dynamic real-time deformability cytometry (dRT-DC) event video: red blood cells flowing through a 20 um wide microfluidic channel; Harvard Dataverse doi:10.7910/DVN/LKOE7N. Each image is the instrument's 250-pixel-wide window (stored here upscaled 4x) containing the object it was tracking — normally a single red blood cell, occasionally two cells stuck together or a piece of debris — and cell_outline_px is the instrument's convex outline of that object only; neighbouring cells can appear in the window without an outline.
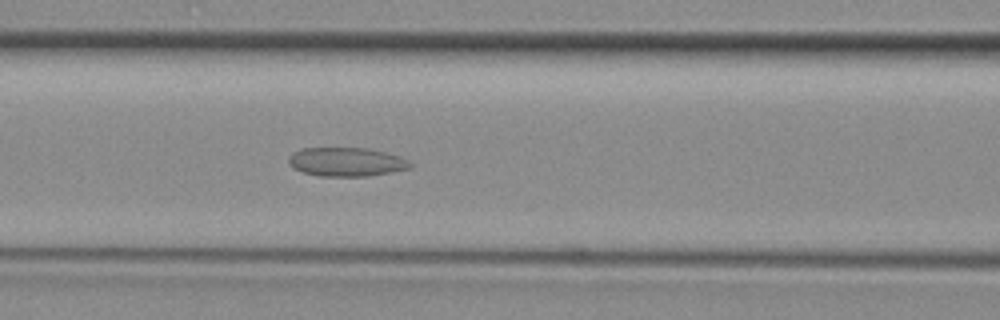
{"species": "common noctule bat (a hibernating species)", "species_latin": "Nyctalus noctula", "temperature_condition": "room temperature", "stored_images_in_passage": 42, "camera_frame_rate_fps": 3000, "um_per_image_px": 0.085, "animal": {"sex": "female", "body_mass_g": 29.2, "forearm_length_mm": 56.3}, "frame": {"image": 1, "passage_image": 14, "time_ms": 4.333, "image_size_px": [1000, 320], "cell_outline_px": [[412, 168], [368, 176], [320, 176], [304, 172], [292, 168], [288, 164], [288, 156], [292, 152], [300, 148], [368, 148], [400, 156], [408, 160], [412, 164]], "centroid_in_image_um": [29.41, 13.75], "position_along_channel_um": 137.2, "area_um2": 20.58}}
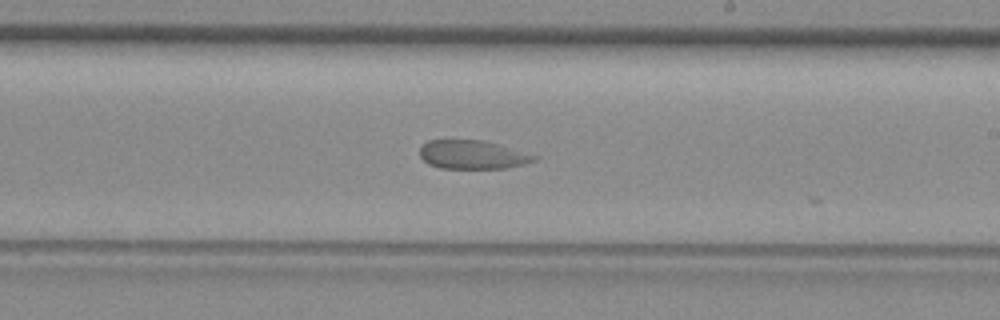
{"frame": {"image": 2, "passage_image": 22, "time_ms": 7.0, "image_size_px": [1000, 320], "cell_outline_px": [[540, 156], [536, 160], [524, 164], [504, 168], [440, 168], [428, 164], [420, 156], [420, 148], [428, 140], [484, 140], [500, 144]], "centroid_in_image_um": [40.19, 13.14], "position_along_channel_um": 248.8, "area_um2": 19.19}}
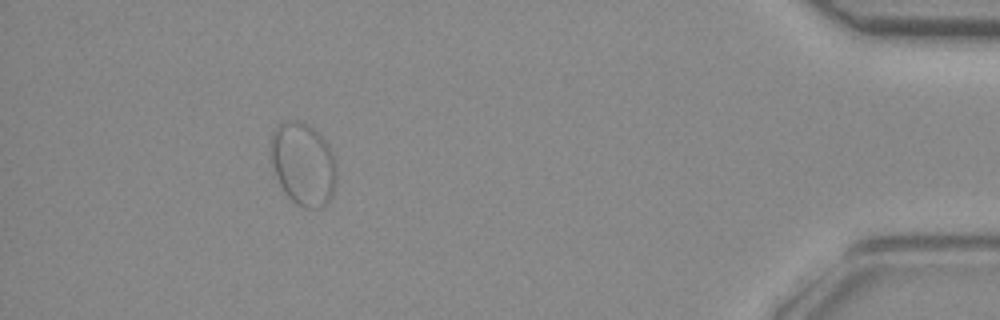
{"frame": {"image": 3, "passage_image": 38, "time_ms": 12.333, "image_size_px": [1000, 320], "cell_outline_px": [[336, 176], [332, 196], [320, 208], [304, 208], [296, 204], [284, 192], [276, 176], [272, 164], [268, 148], [268, 144], [272, 132], [280, 124], [288, 120], [296, 120], [308, 124], [328, 144], [332, 152], [336, 164]], "centroid_in_image_um": [25.73, 13.93], "position_along_channel_um": 409.5, "area_um2": 31.91}}